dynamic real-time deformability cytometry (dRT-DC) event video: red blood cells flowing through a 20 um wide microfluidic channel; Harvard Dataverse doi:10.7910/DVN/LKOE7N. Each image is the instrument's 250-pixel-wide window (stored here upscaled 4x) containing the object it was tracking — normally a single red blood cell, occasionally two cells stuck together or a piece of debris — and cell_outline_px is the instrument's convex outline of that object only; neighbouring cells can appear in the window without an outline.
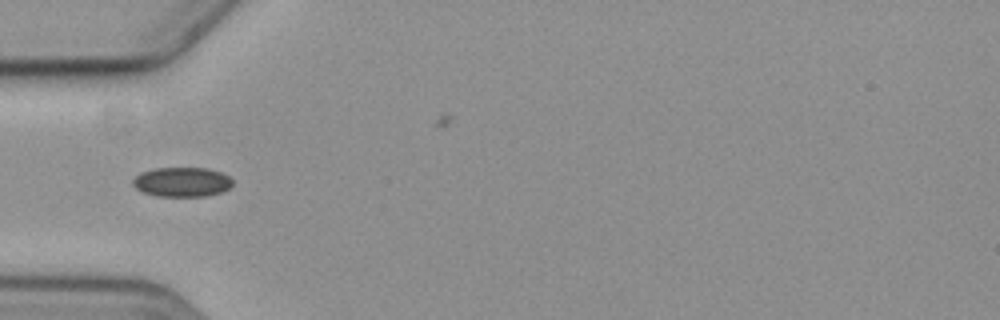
{"species": "common noctule bat (a hibernating species)", "species_latin": "Nyctalus noctula", "temperature_condition": "cold", "stored_images_in_passage": 2, "camera_frame_rate_fps": 3000, "um_per_image_px": 0.085, "animal": {"sex": "female", "body_mass_g": 19.3, "forearm_length_mm": 54.1}, "frame": {"image": 1, "passage_image": 1, "time_ms": 0.0, "image_size_px": [1000, 320], "cell_outline_px": [[232, 184], [224, 192], [208, 196], [156, 196], [144, 192], [136, 188], [132, 184], [132, 180], [140, 172], [156, 168], [208, 168], [220, 172], [228, 176], [232, 180]], "centroid_in_image_um": [15.47, 15.47], "position_along_channel_um": 69.5, "area_um2": 17.22}}
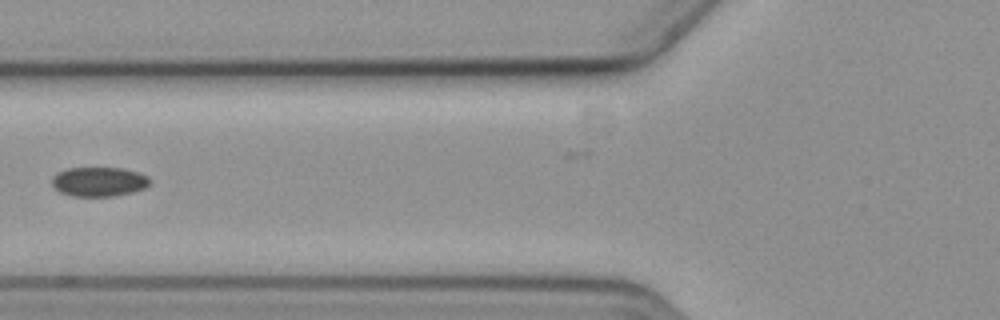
{"frame": {"image": 2, "passage_image": 2, "time_ms": 1.333, "image_size_px": [1000, 320], "cell_outline_px": [[152, 184], [144, 188], [132, 192], [112, 196], [72, 196], [60, 192], [52, 184], [52, 176], [56, 172], [68, 168], [120, 168], [136, 172], [148, 176], [152, 180]], "centroid_in_image_um": [8.42, 15.44], "position_along_channel_um": 117.4, "area_um2": 16.82}}